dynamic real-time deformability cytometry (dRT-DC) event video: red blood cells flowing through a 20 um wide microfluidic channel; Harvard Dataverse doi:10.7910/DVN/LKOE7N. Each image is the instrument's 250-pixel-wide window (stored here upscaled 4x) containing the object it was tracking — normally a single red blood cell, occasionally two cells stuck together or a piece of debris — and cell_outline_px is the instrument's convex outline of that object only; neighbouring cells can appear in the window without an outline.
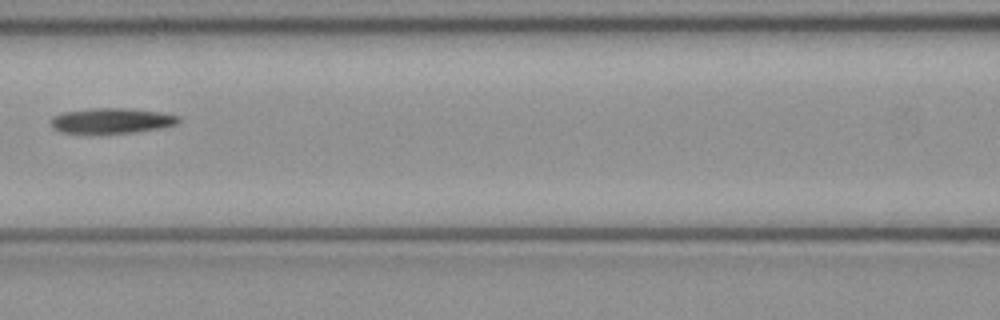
{"species": "common noctule bat (a hibernating species)", "species_latin": "Nyctalus noctula", "temperature_condition": "cold", "stored_images_in_passage": 7, "camera_frame_rate_fps": 3000, "um_per_image_px": 0.085, "animal": {"sex": "female", "body_mass_g": 21.9}, "frame": {"image": 1, "passage_image": 7, "time_ms": 2.0, "image_size_px": [1000, 320], "cell_outline_px": [[180, 124], [160, 128], [132, 132], [60, 132], [52, 128], [52, 116], [60, 112], [92, 108], [128, 108], [160, 112], [180, 116]], "centroid_in_image_um": [9.51, 10.23], "position_along_channel_um": 157.1, "area_um2": 18.67}}